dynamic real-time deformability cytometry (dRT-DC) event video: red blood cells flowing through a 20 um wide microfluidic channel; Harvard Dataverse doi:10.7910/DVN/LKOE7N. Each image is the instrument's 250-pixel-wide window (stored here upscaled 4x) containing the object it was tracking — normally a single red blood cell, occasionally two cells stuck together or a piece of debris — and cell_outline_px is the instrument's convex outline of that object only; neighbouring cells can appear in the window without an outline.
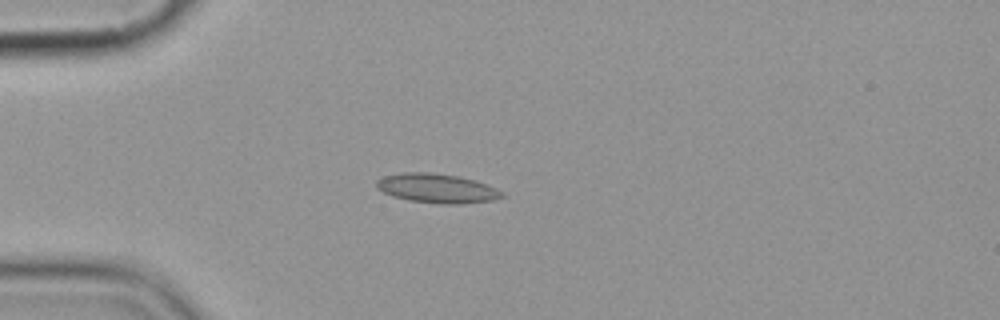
{"species": "common noctule bat (a hibernating species)", "species_latin": "Nyctalus noctula", "temperature_condition": "cold", "stored_images_in_passage": 7, "camera_frame_rate_fps": 3000, "um_per_image_px": 0.085, "animal": {"sex": "female", "body_mass_g": 19.9}, "frame": {"image": 1, "passage_image": 5, "time_ms": 4.667, "image_size_px": [1000, 320], "cell_outline_px": [[504, 196], [492, 200], [460, 204], [444, 204], [408, 200], [392, 196], [376, 188], [376, 180], [384, 176], [404, 172], [432, 172], [460, 176], [476, 180], [496, 188], [504, 192]], "centroid_in_image_um": [37.14, 16.0], "position_along_channel_um": 47.9, "area_um2": 21.5}}
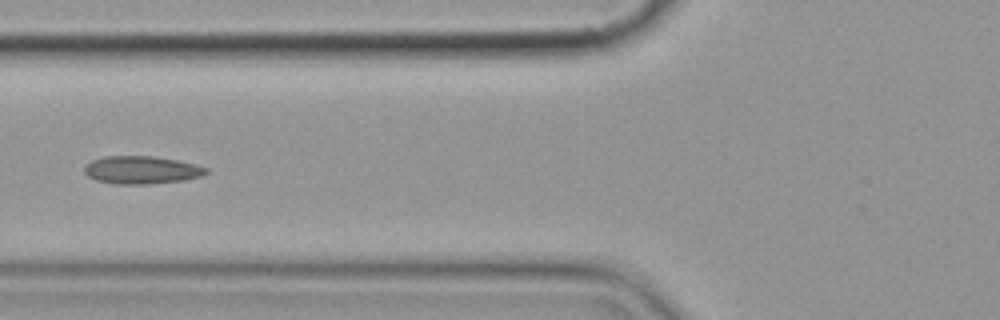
{"frame": {"image": 2, "passage_image": 7, "time_ms": 7.0, "image_size_px": [1000, 320], "cell_outline_px": [[208, 172], [200, 176], [184, 180], [148, 184], [116, 184], [96, 180], [88, 176], [84, 172], [84, 164], [92, 160], [104, 156], [152, 156], [176, 160], [196, 164], [208, 168]], "centroid_in_image_um": [12.01, 14.44], "position_along_channel_um": 113.8, "area_um2": 19.77}}